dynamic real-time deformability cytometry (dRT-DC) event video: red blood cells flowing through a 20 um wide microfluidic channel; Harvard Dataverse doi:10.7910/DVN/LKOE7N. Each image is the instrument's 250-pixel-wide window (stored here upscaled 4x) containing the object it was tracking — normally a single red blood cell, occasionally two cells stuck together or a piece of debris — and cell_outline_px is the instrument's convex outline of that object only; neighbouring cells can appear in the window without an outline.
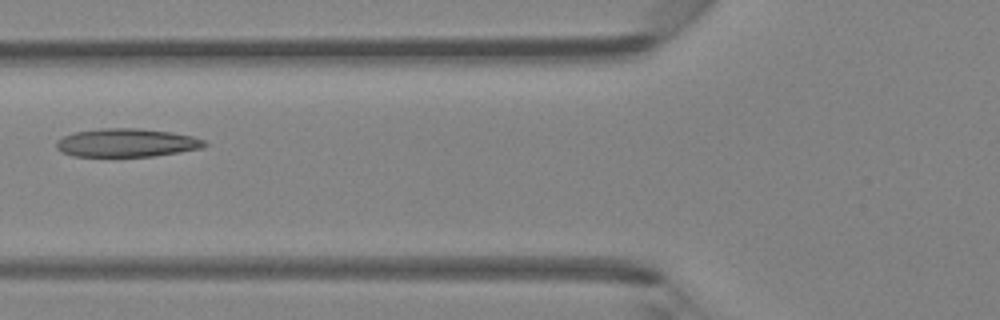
{"species": "Egyptian fruit bat (a non-hibernating species)", "species_latin": "Rousettus aegyptiacus", "temperature_condition": "room temperature", "stored_images_in_passage": 6, "camera_frame_rate_fps": 3000, "um_per_image_px": 0.085, "animal": {"sex": "female"}, "frame": {"image": 1, "passage_image": 6, "time_ms": 1.667, "image_size_px": [1000, 320], "cell_outline_px": [[208, 144], [200, 148], [180, 152], [156, 156], [72, 156], [60, 152], [56, 148], [56, 140], [64, 136], [76, 132], [100, 128], [140, 128], [172, 132], [192, 136], [204, 140]], "centroid_in_image_um": [10.75, 12.13], "position_along_channel_um": 115.1, "area_um2": 24.57}}